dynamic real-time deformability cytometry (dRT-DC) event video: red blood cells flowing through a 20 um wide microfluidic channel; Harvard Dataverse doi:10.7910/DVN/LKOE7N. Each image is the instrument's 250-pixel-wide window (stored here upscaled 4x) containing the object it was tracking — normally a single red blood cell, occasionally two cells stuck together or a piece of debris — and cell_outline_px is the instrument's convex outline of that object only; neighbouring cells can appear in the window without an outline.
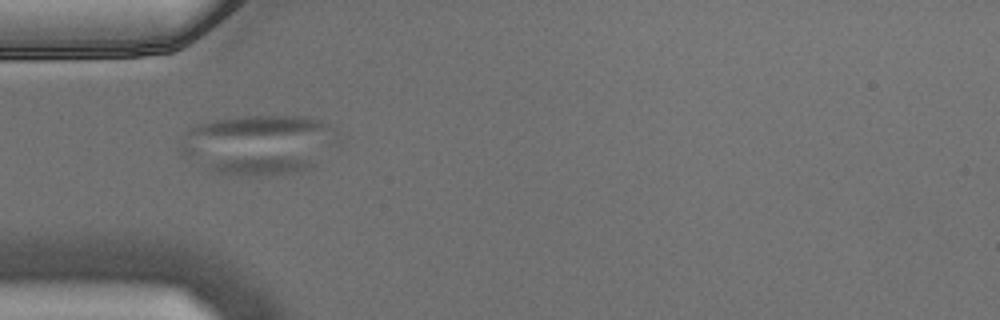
{"species": "Egyptian fruit bat (a non-hibernating species)", "species_latin": "Rousettus aegyptiacus", "temperature_condition": "warm", "stored_images_in_passage": 38, "camera_frame_rate_fps": 3000, "um_per_image_px": 0.085, "animal": {"sex": "male"}, "frame": {"image": 1, "passage_image": 1, "time_ms": 0.0, "image_size_px": [1000, 320], "cell_outline_px": [[316, 164], [312, 168], [296, 172], [256, 176], [252, 176], [216, 172], [208, 168], [212, 164], [220, 160], [276, 156], [288, 156], [304, 160]], "centroid_in_image_um": [22.23, 14.1], "position_along_channel_um": 62.8, "area_um2": 10.98}}